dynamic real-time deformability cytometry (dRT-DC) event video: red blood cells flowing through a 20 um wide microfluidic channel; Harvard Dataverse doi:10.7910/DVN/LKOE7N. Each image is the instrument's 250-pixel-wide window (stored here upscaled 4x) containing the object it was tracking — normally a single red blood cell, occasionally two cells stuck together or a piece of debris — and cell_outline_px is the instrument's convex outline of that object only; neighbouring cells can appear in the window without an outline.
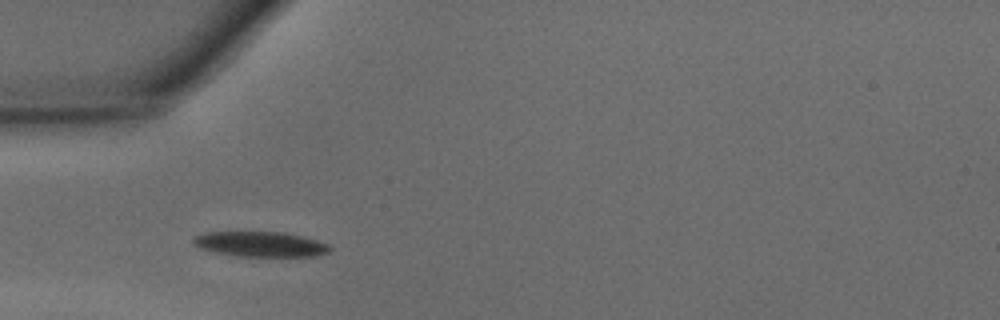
{"species": "common noctule bat (a hibernating species)", "species_latin": "Nyctalus noctula", "temperature_condition": "warm", "stored_images_in_passage": 26, "camera_frame_rate_fps": 3000, "um_per_image_px": 0.085, "animal": {"sex": "male", "body_mass_g": 15.6}, "frame": {"image": 1, "passage_image": 3, "time_ms": 0.667, "image_size_px": [1000, 320], "cell_outline_px": [[332, 248], [328, 252], [316, 256], [236, 256], [196, 248], [192, 244], [192, 236], [204, 232], [284, 232], [304, 236], [320, 240], [328, 244]], "centroid_in_image_um": [22.1, 20.74], "position_along_channel_um": 62.9, "area_um2": 20.35}}
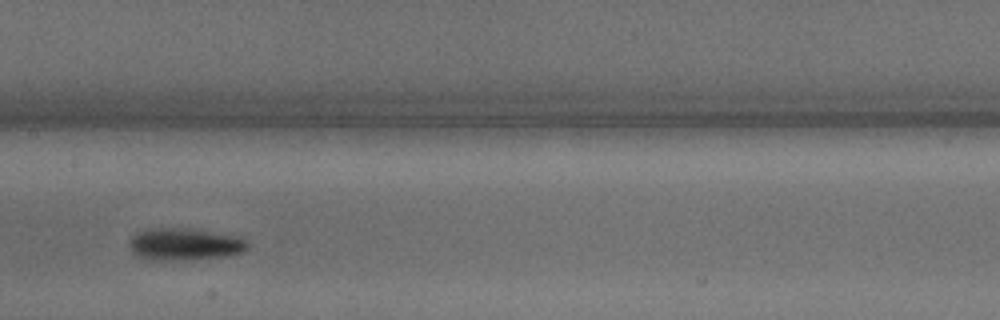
{"frame": {"image": 2, "passage_image": 12, "time_ms": 3.667, "image_size_px": [1000, 320], "cell_outline_px": [[248, 248], [240, 252], [224, 256], [164, 260], [144, 260], [136, 256], [132, 252], [128, 244], [128, 240], [136, 232], [148, 228], [192, 228], [240, 236], [248, 240]], "centroid_in_image_um": [15.64, 20.73], "position_along_channel_um": 191.8, "area_um2": 22.37}}
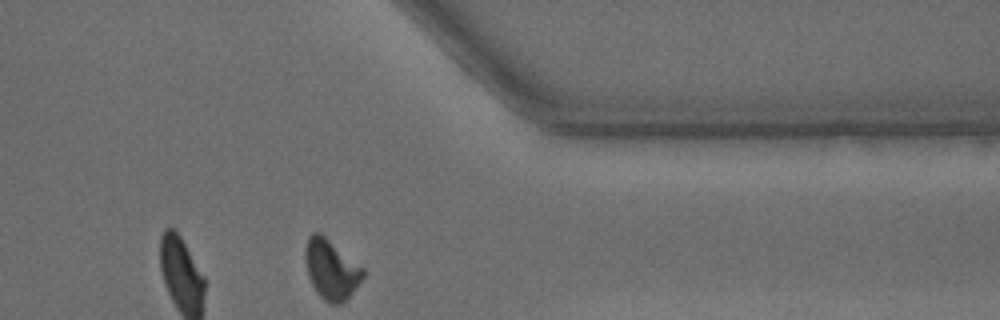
{"frame": {"image": 3, "passage_image": 26, "time_ms": 8.333, "image_size_px": [1000, 320], "cell_outline_px": [[364, 276], [352, 292], [340, 304], [328, 304], [316, 292], [308, 276], [304, 256], [304, 252], [308, 236], [312, 232], [320, 232], [364, 268]], "centroid_in_image_um": [28.13, 22.88], "position_along_channel_um": 383.3, "area_um2": 20.06}, "authors_computed_cell_mechanics": {"area_um2": 20.4901, "velocity_mm_per_s": 4.3283, "shape_relaxation_time_tau1_ms": 1.9165, "shape_relaxation_time_tau2_ms": 4.4313, "deformation_change_tau1": 0.1275, "deformation_change_tau2": 0.1004}}